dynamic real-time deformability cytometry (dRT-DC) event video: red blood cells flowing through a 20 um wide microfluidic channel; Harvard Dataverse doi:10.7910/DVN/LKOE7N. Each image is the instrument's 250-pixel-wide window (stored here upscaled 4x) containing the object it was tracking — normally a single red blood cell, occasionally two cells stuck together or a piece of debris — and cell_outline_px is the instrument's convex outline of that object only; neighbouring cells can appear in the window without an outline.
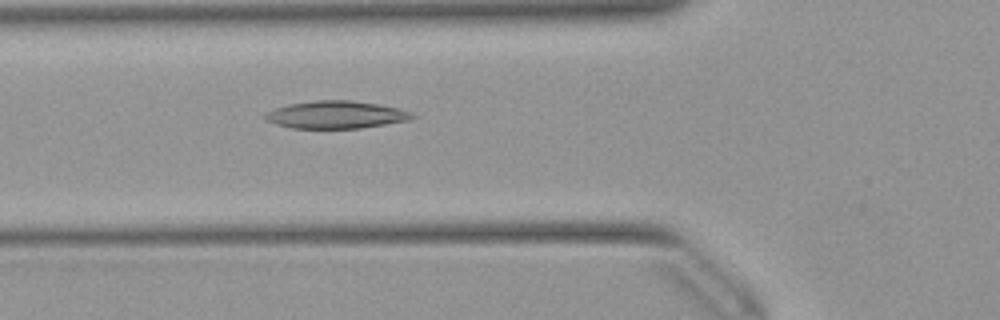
{"species": "Egyptian fruit bat (a non-hibernating species)", "species_latin": "Rousettus aegyptiacus", "temperature_condition": "warm", "stored_images_in_passage": 51, "camera_frame_rate_fps": 3000, "um_per_image_px": 0.085, "animal": {"sex": "female"}, "frame": {"image": 1, "passage_image": 18, "time_ms": 5.667, "image_size_px": [1000, 320], "cell_outline_px": [[416, 116], [412, 120], [360, 128], [292, 128], [276, 124], [264, 120], [264, 116], [268, 112], [276, 108], [288, 104], [312, 100], [352, 100], [376, 104], [396, 108], [412, 112]], "centroid_in_image_um": [28.56, 9.75], "position_along_channel_um": 97.2, "area_um2": 23.58}}
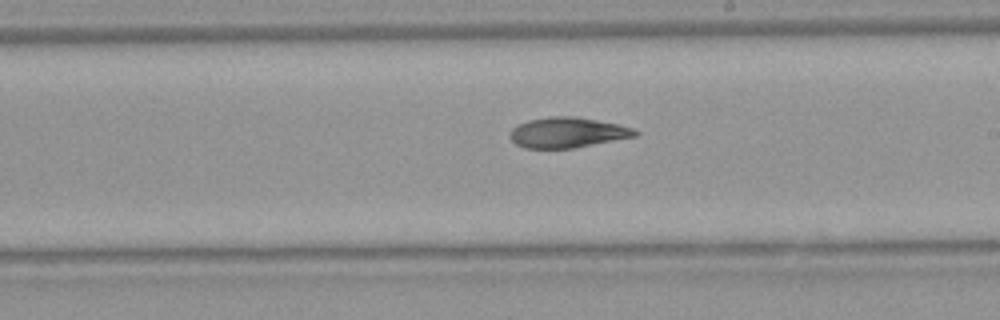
{"frame": {"image": 2, "passage_image": 29, "time_ms": 9.333, "image_size_px": [1000, 320], "cell_outline_px": [[640, 132], [636, 136], [572, 148], [524, 148], [516, 144], [512, 140], [512, 128], [516, 124], [528, 120], [548, 116], [576, 116], [616, 124], [632, 128]], "centroid_in_image_um": [48.21, 11.25], "position_along_channel_um": 240.8, "area_um2": 21.91}}
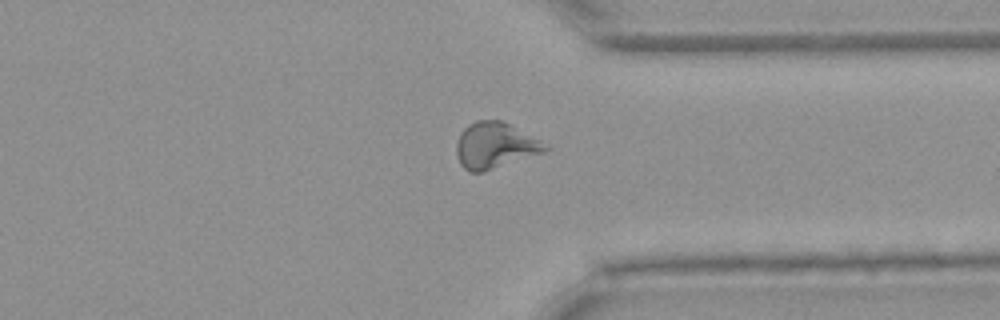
{"frame": {"image": 3, "passage_image": 39, "time_ms": 12.667, "image_size_px": [1000, 320], "cell_outline_px": [[552, 148], [544, 152], [484, 172], [468, 172], [460, 164], [456, 152], [456, 144], [460, 132], [468, 124], [476, 120], [500, 120], [540, 140]], "centroid_in_image_um": [42.05, 12.38], "position_along_channel_um": 369.4, "area_um2": 23.76}}